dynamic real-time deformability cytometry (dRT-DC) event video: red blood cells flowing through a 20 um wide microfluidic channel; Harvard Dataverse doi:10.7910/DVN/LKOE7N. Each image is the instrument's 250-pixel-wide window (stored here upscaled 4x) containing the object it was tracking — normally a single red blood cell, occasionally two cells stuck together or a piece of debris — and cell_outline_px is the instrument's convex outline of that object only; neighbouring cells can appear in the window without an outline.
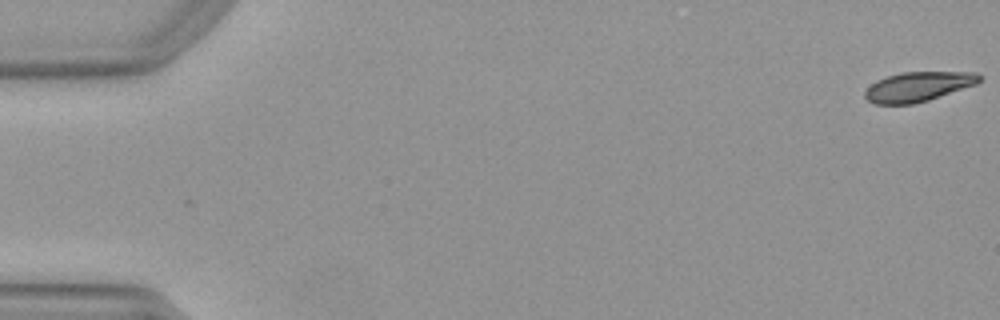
{"species": "Egyptian fruit bat (a non-hibernating species)", "species_latin": "Rousettus aegyptiacus", "temperature_condition": "warm", "stored_images_in_passage": 9, "camera_frame_rate_fps": 3000, "um_per_image_px": 0.085, "animal": {"sex": "female"}, "frame": {"image": 1, "passage_image": 1, "time_ms": 0.0, "image_size_px": [1000, 320], "cell_outline_px": [[980, 80], [976, 84], [928, 100], [912, 104], [872, 104], [864, 96], [864, 92], [876, 80], [900, 72], [976, 72], [980, 76]], "centroid_in_image_um": [78.01, 7.36], "position_along_channel_um": 7.0, "area_um2": 19.59}}